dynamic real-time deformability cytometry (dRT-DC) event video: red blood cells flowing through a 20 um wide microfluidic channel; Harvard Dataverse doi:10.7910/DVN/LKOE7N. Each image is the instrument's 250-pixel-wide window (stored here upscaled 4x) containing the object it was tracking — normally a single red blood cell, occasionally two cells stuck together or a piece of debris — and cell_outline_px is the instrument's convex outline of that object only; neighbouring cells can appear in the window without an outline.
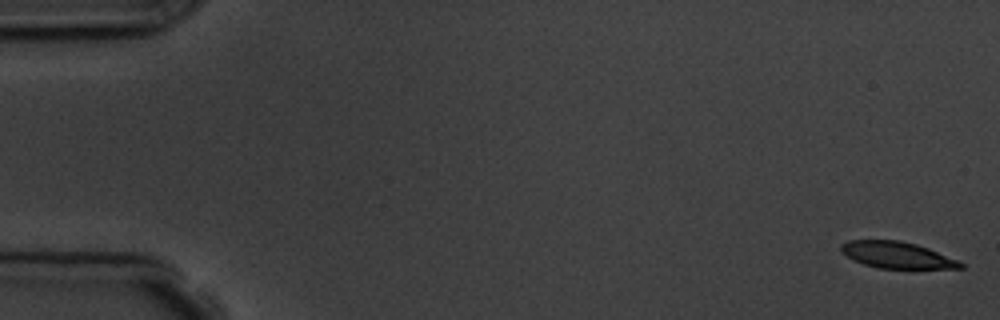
{"species": "common noctule bat (a hibernating species)", "species_latin": "Nyctalus noctula", "temperature_condition": "room temperature", "stored_images_in_passage": 6, "segment_of_instrument_passage": [1, 2], "camera_frame_rate_fps": 3000, "um_per_image_px": 0.085, "animal": {"sex": "male", "body_mass_g": 19.5, "forearm_length_mm": 54.6}, "frame": {"image": 1, "passage_image": 1, "time_ms": 0.0, "image_size_px": [1000, 320], "cell_outline_px": [[964, 268], [876, 268], [852, 260], [840, 252], [840, 244], [848, 240], [900, 240], [916, 244], [928, 248], [956, 260], [964, 264]], "centroid_in_image_um": [76.16, 21.67], "position_along_channel_um": 8.8, "area_um2": 18.38}}